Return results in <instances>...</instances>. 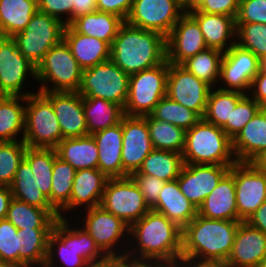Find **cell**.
Listing matches in <instances>:
<instances>
[{
    "mask_svg": "<svg viewBox=\"0 0 266 267\" xmlns=\"http://www.w3.org/2000/svg\"><path fill=\"white\" fill-rule=\"evenodd\" d=\"M181 253L182 229L165 215L150 209L129 226L127 257L151 264L180 260Z\"/></svg>",
    "mask_w": 266,
    "mask_h": 267,
    "instance_id": "6da1fadb",
    "label": "cell"
},
{
    "mask_svg": "<svg viewBox=\"0 0 266 267\" xmlns=\"http://www.w3.org/2000/svg\"><path fill=\"white\" fill-rule=\"evenodd\" d=\"M110 60L129 75L156 67L167 60L166 37L125 21L112 42Z\"/></svg>",
    "mask_w": 266,
    "mask_h": 267,
    "instance_id": "7a4b0ae2",
    "label": "cell"
},
{
    "mask_svg": "<svg viewBox=\"0 0 266 267\" xmlns=\"http://www.w3.org/2000/svg\"><path fill=\"white\" fill-rule=\"evenodd\" d=\"M71 222L68 217L59 218L55 222L48 239L44 267H88L106 260L107 256L87 231L75 220Z\"/></svg>",
    "mask_w": 266,
    "mask_h": 267,
    "instance_id": "3957f363",
    "label": "cell"
},
{
    "mask_svg": "<svg viewBox=\"0 0 266 267\" xmlns=\"http://www.w3.org/2000/svg\"><path fill=\"white\" fill-rule=\"evenodd\" d=\"M241 221L198 215L182 229L181 258L226 261Z\"/></svg>",
    "mask_w": 266,
    "mask_h": 267,
    "instance_id": "277c9868",
    "label": "cell"
},
{
    "mask_svg": "<svg viewBox=\"0 0 266 267\" xmlns=\"http://www.w3.org/2000/svg\"><path fill=\"white\" fill-rule=\"evenodd\" d=\"M184 164H214L231 167L237 161L232 139L221 127L200 119L186 131L182 152Z\"/></svg>",
    "mask_w": 266,
    "mask_h": 267,
    "instance_id": "5b68a950",
    "label": "cell"
},
{
    "mask_svg": "<svg viewBox=\"0 0 266 267\" xmlns=\"http://www.w3.org/2000/svg\"><path fill=\"white\" fill-rule=\"evenodd\" d=\"M83 69L62 39L36 67L39 92H78Z\"/></svg>",
    "mask_w": 266,
    "mask_h": 267,
    "instance_id": "8992f818",
    "label": "cell"
},
{
    "mask_svg": "<svg viewBox=\"0 0 266 267\" xmlns=\"http://www.w3.org/2000/svg\"><path fill=\"white\" fill-rule=\"evenodd\" d=\"M75 221L93 238L107 256H125L129 241V225L101 206L82 210ZM85 211V212H84ZM81 216V217H80ZM82 223V224H81Z\"/></svg>",
    "mask_w": 266,
    "mask_h": 267,
    "instance_id": "52a82bcc",
    "label": "cell"
},
{
    "mask_svg": "<svg viewBox=\"0 0 266 267\" xmlns=\"http://www.w3.org/2000/svg\"><path fill=\"white\" fill-rule=\"evenodd\" d=\"M23 141L30 148H56L62 141L51 101L42 92L26 97Z\"/></svg>",
    "mask_w": 266,
    "mask_h": 267,
    "instance_id": "ba28073f",
    "label": "cell"
},
{
    "mask_svg": "<svg viewBox=\"0 0 266 267\" xmlns=\"http://www.w3.org/2000/svg\"><path fill=\"white\" fill-rule=\"evenodd\" d=\"M169 63L131 74L124 114L144 117L150 115L158 102L166 96Z\"/></svg>",
    "mask_w": 266,
    "mask_h": 267,
    "instance_id": "9c48e42d",
    "label": "cell"
},
{
    "mask_svg": "<svg viewBox=\"0 0 266 267\" xmlns=\"http://www.w3.org/2000/svg\"><path fill=\"white\" fill-rule=\"evenodd\" d=\"M130 75L112 60L83 69L78 93L82 98H101L125 107Z\"/></svg>",
    "mask_w": 266,
    "mask_h": 267,
    "instance_id": "30bf717a",
    "label": "cell"
},
{
    "mask_svg": "<svg viewBox=\"0 0 266 267\" xmlns=\"http://www.w3.org/2000/svg\"><path fill=\"white\" fill-rule=\"evenodd\" d=\"M64 28L59 19L37 11L26 28L12 38L19 52L37 67L46 53L63 39Z\"/></svg>",
    "mask_w": 266,
    "mask_h": 267,
    "instance_id": "8fae6325",
    "label": "cell"
},
{
    "mask_svg": "<svg viewBox=\"0 0 266 267\" xmlns=\"http://www.w3.org/2000/svg\"><path fill=\"white\" fill-rule=\"evenodd\" d=\"M29 80L37 83L36 67L19 52L12 37L0 36V91L6 96L27 97L38 91L27 90Z\"/></svg>",
    "mask_w": 266,
    "mask_h": 267,
    "instance_id": "7c38bea8",
    "label": "cell"
},
{
    "mask_svg": "<svg viewBox=\"0 0 266 267\" xmlns=\"http://www.w3.org/2000/svg\"><path fill=\"white\" fill-rule=\"evenodd\" d=\"M100 206L129 226L150 210L138 186L130 176L108 178Z\"/></svg>",
    "mask_w": 266,
    "mask_h": 267,
    "instance_id": "4fadbf2b",
    "label": "cell"
},
{
    "mask_svg": "<svg viewBox=\"0 0 266 267\" xmlns=\"http://www.w3.org/2000/svg\"><path fill=\"white\" fill-rule=\"evenodd\" d=\"M229 171L234 175L238 217L247 221L266 200V172L254 162H236Z\"/></svg>",
    "mask_w": 266,
    "mask_h": 267,
    "instance_id": "5bb4252c",
    "label": "cell"
},
{
    "mask_svg": "<svg viewBox=\"0 0 266 267\" xmlns=\"http://www.w3.org/2000/svg\"><path fill=\"white\" fill-rule=\"evenodd\" d=\"M260 69L261 60L235 43L223 54L217 88L249 94L252 81Z\"/></svg>",
    "mask_w": 266,
    "mask_h": 267,
    "instance_id": "9a60e30c",
    "label": "cell"
},
{
    "mask_svg": "<svg viewBox=\"0 0 266 267\" xmlns=\"http://www.w3.org/2000/svg\"><path fill=\"white\" fill-rule=\"evenodd\" d=\"M184 14L183 6L175 0H134L126 22L167 37Z\"/></svg>",
    "mask_w": 266,
    "mask_h": 267,
    "instance_id": "2e32d148",
    "label": "cell"
},
{
    "mask_svg": "<svg viewBox=\"0 0 266 267\" xmlns=\"http://www.w3.org/2000/svg\"><path fill=\"white\" fill-rule=\"evenodd\" d=\"M211 86L181 65L169 63L166 96L204 116Z\"/></svg>",
    "mask_w": 266,
    "mask_h": 267,
    "instance_id": "e0dca14e",
    "label": "cell"
},
{
    "mask_svg": "<svg viewBox=\"0 0 266 267\" xmlns=\"http://www.w3.org/2000/svg\"><path fill=\"white\" fill-rule=\"evenodd\" d=\"M122 129L121 159L123 177H127L141 168L144 159L154 148L149 135L146 116L124 115Z\"/></svg>",
    "mask_w": 266,
    "mask_h": 267,
    "instance_id": "ac0fdd59",
    "label": "cell"
},
{
    "mask_svg": "<svg viewBox=\"0 0 266 267\" xmlns=\"http://www.w3.org/2000/svg\"><path fill=\"white\" fill-rule=\"evenodd\" d=\"M229 169L214 164H184L177 181L183 195L198 209Z\"/></svg>",
    "mask_w": 266,
    "mask_h": 267,
    "instance_id": "d6986e66",
    "label": "cell"
},
{
    "mask_svg": "<svg viewBox=\"0 0 266 267\" xmlns=\"http://www.w3.org/2000/svg\"><path fill=\"white\" fill-rule=\"evenodd\" d=\"M167 61L181 65L188 58L207 48L197 21L184 14L166 37Z\"/></svg>",
    "mask_w": 266,
    "mask_h": 267,
    "instance_id": "ffe728a7",
    "label": "cell"
},
{
    "mask_svg": "<svg viewBox=\"0 0 266 267\" xmlns=\"http://www.w3.org/2000/svg\"><path fill=\"white\" fill-rule=\"evenodd\" d=\"M107 180L108 177L98 168L76 171L70 201L59 211L60 218H67V215L72 217L70 215L77 213L80 208L82 212V210L100 206Z\"/></svg>",
    "mask_w": 266,
    "mask_h": 267,
    "instance_id": "44dd1931",
    "label": "cell"
},
{
    "mask_svg": "<svg viewBox=\"0 0 266 267\" xmlns=\"http://www.w3.org/2000/svg\"><path fill=\"white\" fill-rule=\"evenodd\" d=\"M59 121L62 140L88 135L82 96L78 92H42Z\"/></svg>",
    "mask_w": 266,
    "mask_h": 267,
    "instance_id": "7402d4cb",
    "label": "cell"
},
{
    "mask_svg": "<svg viewBox=\"0 0 266 267\" xmlns=\"http://www.w3.org/2000/svg\"><path fill=\"white\" fill-rule=\"evenodd\" d=\"M265 255L266 233L241 221L226 263L230 267H259Z\"/></svg>",
    "mask_w": 266,
    "mask_h": 267,
    "instance_id": "603a6c76",
    "label": "cell"
},
{
    "mask_svg": "<svg viewBox=\"0 0 266 267\" xmlns=\"http://www.w3.org/2000/svg\"><path fill=\"white\" fill-rule=\"evenodd\" d=\"M208 219L242 221L238 217L234 175L228 171L198 208Z\"/></svg>",
    "mask_w": 266,
    "mask_h": 267,
    "instance_id": "cb8c5ba5",
    "label": "cell"
},
{
    "mask_svg": "<svg viewBox=\"0 0 266 267\" xmlns=\"http://www.w3.org/2000/svg\"><path fill=\"white\" fill-rule=\"evenodd\" d=\"M232 149L237 162H255L266 151V108L262 107L232 140Z\"/></svg>",
    "mask_w": 266,
    "mask_h": 267,
    "instance_id": "d4e9b609",
    "label": "cell"
},
{
    "mask_svg": "<svg viewBox=\"0 0 266 267\" xmlns=\"http://www.w3.org/2000/svg\"><path fill=\"white\" fill-rule=\"evenodd\" d=\"M122 135V120L114 126L92 134L98 147V169L108 178H123Z\"/></svg>",
    "mask_w": 266,
    "mask_h": 267,
    "instance_id": "484cf974",
    "label": "cell"
},
{
    "mask_svg": "<svg viewBox=\"0 0 266 267\" xmlns=\"http://www.w3.org/2000/svg\"><path fill=\"white\" fill-rule=\"evenodd\" d=\"M199 24L207 48L228 51L236 43V20L222 14L189 13Z\"/></svg>",
    "mask_w": 266,
    "mask_h": 267,
    "instance_id": "4316f807",
    "label": "cell"
},
{
    "mask_svg": "<svg viewBox=\"0 0 266 267\" xmlns=\"http://www.w3.org/2000/svg\"><path fill=\"white\" fill-rule=\"evenodd\" d=\"M63 40L82 69L110 60L111 46L107 42L78 33L70 25H65Z\"/></svg>",
    "mask_w": 266,
    "mask_h": 267,
    "instance_id": "83f0119b",
    "label": "cell"
},
{
    "mask_svg": "<svg viewBox=\"0 0 266 267\" xmlns=\"http://www.w3.org/2000/svg\"><path fill=\"white\" fill-rule=\"evenodd\" d=\"M152 210L165 215L181 229L198 214L196 206L181 192L177 179L165 183Z\"/></svg>",
    "mask_w": 266,
    "mask_h": 267,
    "instance_id": "f1b7e54d",
    "label": "cell"
},
{
    "mask_svg": "<svg viewBox=\"0 0 266 267\" xmlns=\"http://www.w3.org/2000/svg\"><path fill=\"white\" fill-rule=\"evenodd\" d=\"M52 229H18L19 264L27 267H44L48 253V239Z\"/></svg>",
    "mask_w": 266,
    "mask_h": 267,
    "instance_id": "f546056e",
    "label": "cell"
},
{
    "mask_svg": "<svg viewBox=\"0 0 266 267\" xmlns=\"http://www.w3.org/2000/svg\"><path fill=\"white\" fill-rule=\"evenodd\" d=\"M55 149L76 171L98 168V147L92 135L63 139Z\"/></svg>",
    "mask_w": 266,
    "mask_h": 267,
    "instance_id": "4dcf8cb0",
    "label": "cell"
},
{
    "mask_svg": "<svg viewBox=\"0 0 266 267\" xmlns=\"http://www.w3.org/2000/svg\"><path fill=\"white\" fill-rule=\"evenodd\" d=\"M60 214L56 209H43L12 198L5 219L17 229L53 228Z\"/></svg>",
    "mask_w": 266,
    "mask_h": 267,
    "instance_id": "1f68e13d",
    "label": "cell"
},
{
    "mask_svg": "<svg viewBox=\"0 0 266 267\" xmlns=\"http://www.w3.org/2000/svg\"><path fill=\"white\" fill-rule=\"evenodd\" d=\"M37 11V0H0V36L22 32Z\"/></svg>",
    "mask_w": 266,
    "mask_h": 267,
    "instance_id": "d6a6232c",
    "label": "cell"
},
{
    "mask_svg": "<svg viewBox=\"0 0 266 267\" xmlns=\"http://www.w3.org/2000/svg\"><path fill=\"white\" fill-rule=\"evenodd\" d=\"M124 22L115 14L97 10L76 18L70 26L78 33L101 39L111 46Z\"/></svg>",
    "mask_w": 266,
    "mask_h": 267,
    "instance_id": "836d02e7",
    "label": "cell"
},
{
    "mask_svg": "<svg viewBox=\"0 0 266 267\" xmlns=\"http://www.w3.org/2000/svg\"><path fill=\"white\" fill-rule=\"evenodd\" d=\"M25 106L23 96L5 95L0 100V142L23 141Z\"/></svg>",
    "mask_w": 266,
    "mask_h": 267,
    "instance_id": "e575fe53",
    "label": "cell"
},
{
    "mask_svg": "<svg viewBox=\"0 0 266 267\" xmlns=\"http://www.w3.org/2000/svg\"><path fill=\"white\" fill-rule=\"evenodd\" d=\"M88 135L121 122L124 108L101 98H82Z\"/></svg>",
    "mask_w": 266,
    "mask_h": 267,
    "instance_id": "d590c367",
    "label": "cell"
},
{
    "mask_svg": "<svg viewBox=\"0 0 266 267\" xmlns=\"http://www.w3.org/2000/svg\"><path fill=\"white\" fill-rule=\"evenodd\" d=\"M13 198L43 209H55L38 187L30 165L23 159L10 184Z\"/></svg>",
    "mask_w": 266,
    "mask_h": 267,
    "instance_id": "8d00e7d4",
    "label": "cell"
},
{
    "mask_svg": "<svg viewBox=\"0 0 266 267\" xmlns=\"http://www.w3.org/2000/svg\"><path fill=\"white\" fill-rule=\"evenodd\" d=\"M183 166L182 154L174 151L153 149L144 159L138 172L140 174L153 175L167 182L177 179Z\"/></svg>",
    "mask_w": 266,
    "mask_h": 267,
    "instance_id": "74e56055",
    "label": "cell"
},
{
    "mask_svg": "<svg viewBox=\"0 0 266 267\" xmlns=\"http://www.w3.org/2000/svg\"><path fill=\"white\" fill-rule=\"evenodd\" d=\"M244 95L238 91L222 90L217 87L211 88L202 118L222 128L226 123H231L232 111Z\"/></svg>",
    "mask_w": 266,
    "mask_h": 267,
    "instance_id": "f35d334b",
    "label": "cell"
},
{
    "mask_svg": "<svg viewBox=\"0 0 266 267\" xmlns=\"http://www.w3.org/2000/svg\"><path fill=\"white\" fill-rule=\"evenodd\" d=\"M55 148H26L24 160L30 165L39 189L51 203V184L54 159L57 157Z\"/></svg>",
    "mask_w": 266,
    "mask_h": 267,
    "instance_id": "ab89813d",
    "label": "cell"
},
{
    "mask_svg": "<svg viewBox=\"0 0 266 267\" xmlns=\"http://www.w3.org/2000/svg\"><path fill=\"white\" fill-rule=\"evenodd\" d=\"M223 52L206 48L184 61L181 66L212 88L217 87Z\"/></svg>",
    "mask_w": 266,
    "mask_h": 267,
    "instance_id": "60d3db41",
    "label": "cell"
},
{
    "mask_svg": "<svg viewBox=\"0 0 266 267\" xmlns=\"http://www.w3.org/2000/svg\"><path fill=\"white\" fill-rule=\"evenodd\" d=\"M146 121L154 149L182 154L186 135L184 129L171 123L155 120L150 115L146 116Z\"/></svg>",
    "mask_w": 266,
    "mask_h": 267,
    "instance_id": "b9f144b4",
    "label": "cell"
},
{
    "mask_svg": "<svg viewBox=\"0 0 266 267\" xmlns=\"http://www.w3.org/2000/svg\"><path fill=\"white\" fill-rule=\"evenodd\" d=\"M150 116L158 121L171 123L185 131L192 128L202 117L192 109L182 106L168 98L163 97L154 107Z\"/></svg>",
    "mask_w": 266,
    "mask_h": 267,
    "instance_id": "7bdbcfd3",
    "label": "cell"
},
{
    "mask_svg": "<svg viewBox=\"0 0 266 267\" xmlns=\"http://www.w3.org/2000/svg\"><path fill=\"white\" fill-rule=\"evenodd\" d=\"M76 170L60 157L54 159L51 205L59 212L69 201Z\"/></svg>",
    "mask_w": 266,
    "mask_h": 267,
    "instance_id": "ee69618b",
    "label": "cell"
},
{
    "mask_svg": "<svg viewBox=\"0 0 266 267\" xmlns=\"http://www.w3.org/2000/svg\"><path fill=\"white\" fill-rule=\"evenodd\" d=\"M27 145L24 141L0 142V183L10 186L19 164L23 161Z\"/></svg>",
    "mask_w": 266,
    "mask_h": 267,
    "instance_id": "f6af8a7d",
    "label": "cell"
},
{
    "mask_svg": "<svg viewBox=\"0 0 266 267\" xmlns=\"http://www.w3.org/2000/svg\"><path fill=\"white\" fill-rule=\"evenodd\" d=\"M236 44L251 51L261 61L266 58V24L236 23Z\"/></svg>",
    "mask_w": 266,
    "mask_h": 267,
    "instance_id": "bcb514c9",
    "label": "cell"
},
{
    "mask_svg": "<svg viewBox=\"0 0 266 267\" xmlns=\"http://www.w3.org/2000/svg\"><path fill=\"white\" fill-rule=\"evenodd\" d=\"M261 108L249 94H245L232 111L231 123L222 127L223 131L233 140Z\"/></svg>",
    "mask_w": 266,
    "mask_h": 267,
    "instance_id": "7dc6e473",
    "label": "cell"
},
{
    "mask_svg": "<svg viewBox=\"0 0 266 267\" xmlns=\"http://www.w3.org/2000/svg\"><path fill=\"white\" fill-rule=\"evenodd\" d=\"M17 231L7 219L0 220V262L19 263Z\"/></svg>",
    "mask_w": 266,
    "mask_h": 267,
    "instance_id": "c3c4849f",
    "label": "cell"
},
{
    "mask_svg": "<svg viewBox=\"0 0 266 267\" xmlns=\"http://www.w3.org/2000/svg\"><path fill=\"white\" fill-rule=\"evenodd\" d=\"M138 186L148 207L152 209L158 202V196L166 181L153 175L140 174L138 171L130 175Z\"/></svg>",
    "mask_w": 266,
    "mask_h": 267,
    "instance_id": "681fc988",
    "label": "cell"
},
{
    "mask_svg": "<svg viewBox=\"0 0 266 267\" xmlns=\"http://www.w3.org/2000/svg\"><path fill=\"white\" fill-rule=\"evenodd\" d=\"M236 23L266 24V0H240Z\"/></svg>",
    "mask_w": 266,
    "mask_h": 267,
    "instance_id": "f907efd6",
    "label": "cell"
},
{
    "mask_svg": "<svg viewBox=\"0 0 266 267\" xmlns=\"http://www.w3.org/2000/svg\"><path fill=\"white\" fill-rule=\"evenodd\" d=\"M38 11L59 19L64 25L73 22L71 0H37Z\"/></svg>",
    "mask_w": 266,
    "mask_h": 267,
    "instance_id": "816d5d0a",
    "label": "cell"
},
{
    "mask_svg": "<svg viewBox=\"0 0 266 267\" xmlns=\"http://www.w3.org/2000/svg\"><path fill=\"white\" fill-rule=\"evenodd\" d=\"M240 0H209L197 11L207 14H222L236 19Z\"/></svg>",
    "mask_w": 266,
    "mask_h": 267,
    "instance_id": "f5cc1de1",
    "label": "cell"
},
{
    "mask_svg": "<svg viewBox=\"0 0 266 267\" xmlns=\"http://www.w3.org/2000/svg\"><path fill=\"white\" fill-rule=\"evenodd\" d=\"M98 11L112 13L127 20L134 0H96Z\"/></svg>",
    "mask_w": 266,
    "mask_h": 267,
    "instance_id": "db71d44e",
    "label": "cell"
},
{
    "mask_svg": "<svg viewBox=\"0 0 266 267\" xmlns=\"http://www.w3.org/2000/svg\"><path fill=\"white\" fill-rule=\"evenodd\" d=\"M249 95L261 107L266 108V72L262 68L252 81Z\"/></svg>",
    "mask_w": 266,
    "mask_h": 267,
    "instance_id": "11a10c76",
    "label": "cell"
},
{
    "mask_svg": "<svg viewBox=\"0 0 266 267\" xmlns=\"http://www.w3.org/2000/svg\"><path fill=\"white\" fill-rule=\"evenodd\" d=\"M71 4H73V21L98 10L96 0H71Z\"/></svg>",
    "mask_w": 266,
    "mask_h": 267,
    "instance_id": "9f6ffc18",
    "label": "cell"
},
{
    "mask_svg": "<svg viewBox=\"0 0 266 267\" xmlns=\"http://www.w3.org/2000/svg\"><path fill=\"white\" fill-rule=\"evenodd\" d=\"M150 264L125 256L109 257V267H149Z\"/></svg>",
    "mask_w": 266,
    "mask_h": 267,
    "instance_id": "6f0895ef",
    "label": "cell"
},
{
    "mask_svg": "<svg viewBox=\"0 0 266 267\" xmlns=\"http://www.w3.org/2000/svg\"><path fill=\"white\" fill-rule=\"evenodd\" d=\"M252 227L266 233V200L246 221Z\"/></svg>",
    "mask_w": 266,
    "mask_h": 267,
    "instance_id": "680465c9",
    "label": "cell"
},
{
    "mask_svg": "<svg viewBox=\"0 0 266 267\" xmlns=\"http://www.w3.org/2000/svg\"><path fill=\"white\" fill-rule=\"evenodd\" d=\"M186 267H230L226 261L181 258Z\"/></svg>",
    "mask_w": 266,
    "mask_h": 267,
    "instance_id": "91938a15",
    "label": "cell"
},
{
    "mask_svg": "<svg viewBox=\"0 0 266 267\" xmlns=\"http://www.w3.org/2000/svg\"><path fill=\"white\" fill-rule=\"evenodd\" d=\"M12 198L9 186L0 187V220L5 219Z\"/></svg>",
    "mask_w": 266,
    "mask_h": 267,
    "instance_id": "94428289",
    "label": "cell"
},
{
    "mask_svg": "<svg viewBox=\"0 0 266 267\" xmlns=\"http://www.w3.org/2000/svg\"><path fill=\"white\" fill-rule=\"evenodd\" d=\"M206 1L209 0H187L186 5L183 7L184 12L189 14L197 11Z\"/></svg>",
    "mask_w": 266,
    "mask_h": 267,
    "instance_id": "6125c7cd",
    "label": "cell"
},
{
    "mask_svg": "<svg viewBox=\"0 0 266 267\" xmlns=\"http://www.w3.org/2000/svg\"><path fill=\"white\" fill-rule=\"evenodd\" d=\"M150 267H186L185 263L180 259L170 262H155L151 263Z\"/></svg>",
    "mask_w": 266,
    "mask_h": 267,
    "instance_id": "be15d7a7",
    "label": "cell"
},
{
    "mask_svg": "<svg viewBox=\"0 0 266 267\" xmlns=\"http://www.w3.org/2000/svg\"><path fill=\"white\" fill-rule=\"evenodd\" d=\"M260 169L266 172V151L260 155L254 162Z\"/></svg>",
    "mask_w": 266,
    "mask_h": 267,
    "instance_id": "e7e4bbea",
    "label": "cell"
},
{
    "mask_svg": "<svg viewBox=\"0 0 266 267\" xmlns=\"http://www.w3.org/2000/svg\"><path fill=\"white\" fill-rule=\"evenodd\" d=\"M0 267H27L19 263L0 262Z\"/></svg>",
    "mask_w": 266,
    "mask_h": 267,
    "instance_id": "03108f58",
    "label": "cell"
},
{
    "mask_svg": "<svg viewBox=\"0 0 266 267\" xmlns=\"http://www.w3.org/2000/svg\"><path fill=\"white\" fill-rule=\"evenodd\" d=\"M88 267H109V257H107L106 260L102 263L91 264Z\"/></svg>",
    "mask_w": 266,
    "mask_h": 267,
    "instance_id": "003e7915",
    "label": "cell"
},
{
    "mask_svg": "<svg viewBox=\"0 0 266 267\" xmlns=\"http://www.w3.org/2000/svg\"><path fill=\"white\" fill-rule=\"evenodd\" d=\"M261 68L266 72V58L261 61Z\"/></svg>",
    "mask_w": 266,
    "mask_h": 267,
    "instance_id": "a7ac6f4b",
    "label": "cell"
},
{
    "mask_svg": "<svg viewBox=\"0 0 266 267\" xmlns=\"http://www.w3.org/2000/svg\"><path fill=\"white\" fill-rule=\"evenodd\" d=\"M259 267H266V255H265V257L263 258V260L261 261Z\"/></svg>",
    "mask_w": 266,
    "mask_h": 267,
    "instance_id": "89a4df30",
    "label": "cell"
},
{
    "mask_svg": "<svg viewBox=\"0 0 266 267\" xmlns=\"http://www.w3.org/2000/svg\"><path fill=\"white\" fill-rule=\"evenodd\" d=\"M177 1L179 4H181L183 7L186 5L187 0H175Z\"/></svg>",
    "mask_w": 266,
    "mask_h": 267,
    "instance_id": "2644e50d",
    "label": "cell"
},
{
    "mask_svg": "<svg viewBox=\"0 0 266 267\" xmlns=\"http://www.w3.org/2000/svg\"><path fill=\"white\" fill-rule=\"evenodd\" d=\"M5 95L0 91V100L4 97Z\"/></svg>",
    "mask_w": 266,
    "mask_h": 267,
    "instance_id": "8c879c8a",
    "label": "cell"
}]
</instances>
